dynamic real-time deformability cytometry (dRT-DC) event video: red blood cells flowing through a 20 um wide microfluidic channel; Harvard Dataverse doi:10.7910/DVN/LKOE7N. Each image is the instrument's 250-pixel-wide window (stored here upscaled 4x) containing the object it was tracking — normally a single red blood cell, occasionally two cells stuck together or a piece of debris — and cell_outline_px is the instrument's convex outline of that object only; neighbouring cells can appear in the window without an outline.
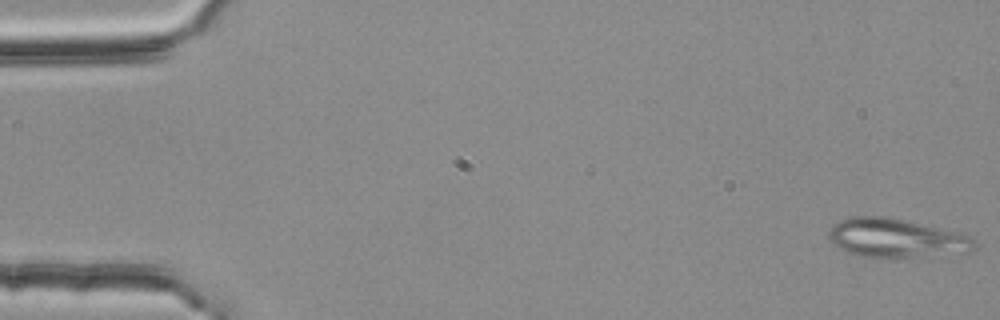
{"species": "common noctule bat (a hibernating species)", "species_latin": "Nyctalus noctula", "temperature_condition": "room temperature", "stored_images_in_passage": 53, "camera_frame_rate_fps": 3000, "um_per_image_px": 0.085, "animal": {"sex": "female", "body_mass_g": 25.1}, "frame": {"image": 1, "passage_image": 1, "time_ms": 0.0, "image_size_px": [1000, 320], "cell_outline_px": [[976, 248], [968, 252], [912, 256], [856, 256], [840, 248], [828, 236], [828, 228], [836, 220], [856, 216], [884, 216], [952, 232], [968, 236], [976, 240]], "centroid_in_image_um": [76.08, 20.22], "position_along_channel_um": 8.9, "area_um2": 31.91}}
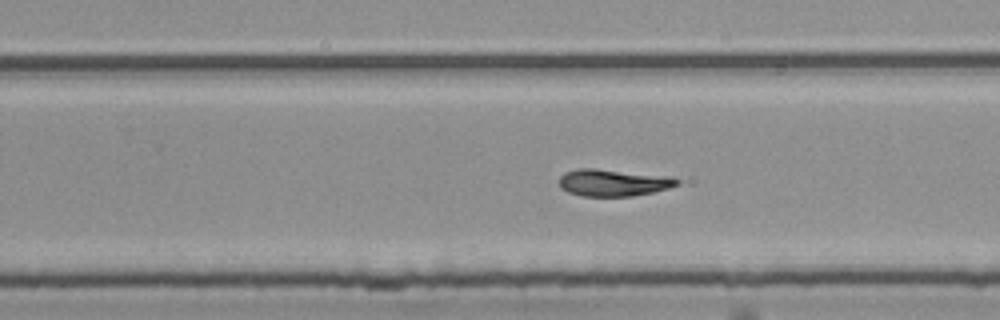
{"frame": {"image": 2, "passage_image": 34, "time_ms": 11.0, "image_size_px": [1000, 320], "cell_outline_px": [[680, 184], [668, 188], [652, 192], [632, 196], [580, 196], [568, 192], [560, 188], [560, 176], [564, 172], [576, 168], [596, 168], [672, 176], [680, 180]], "centroid_in_image_um": [52.13, 15.51], "position_along_channel_um": 277.7, "area_um2": 18.79}}
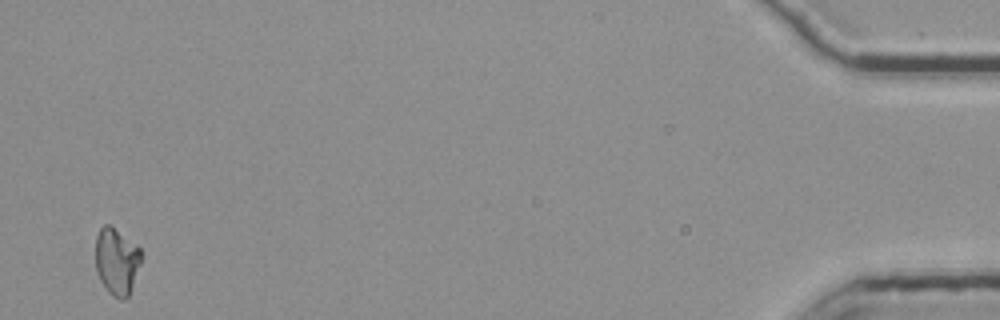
{"frame": {"image": 3, "passage_image": 53, "time_ms": 17.333, "image_size_px": [1000, 320], "cell_outline_px": [[140, 264], [128, 296], [124, 300], [120, 300], [112, 296], [104, 288], [96, 272], [96, 236], [100, 228], [104, 224], [108, 224], [140, 248]], "centroid_in_image_um": [9.88, 22.24], "position_along_channel_um": 425.3, "area_um2": 17.57}, "authors_computed_cell_mechanics": {"area_um2": 18.6116, "velocity_mm_per_s": 3.7645, "shape_relaxation_time_tau1_ms": 10.2294, "shape_relaxation_time_tau2_ms": null, "deformation_change_tau1": 0.2297, "deformation_change_tau2": null}}